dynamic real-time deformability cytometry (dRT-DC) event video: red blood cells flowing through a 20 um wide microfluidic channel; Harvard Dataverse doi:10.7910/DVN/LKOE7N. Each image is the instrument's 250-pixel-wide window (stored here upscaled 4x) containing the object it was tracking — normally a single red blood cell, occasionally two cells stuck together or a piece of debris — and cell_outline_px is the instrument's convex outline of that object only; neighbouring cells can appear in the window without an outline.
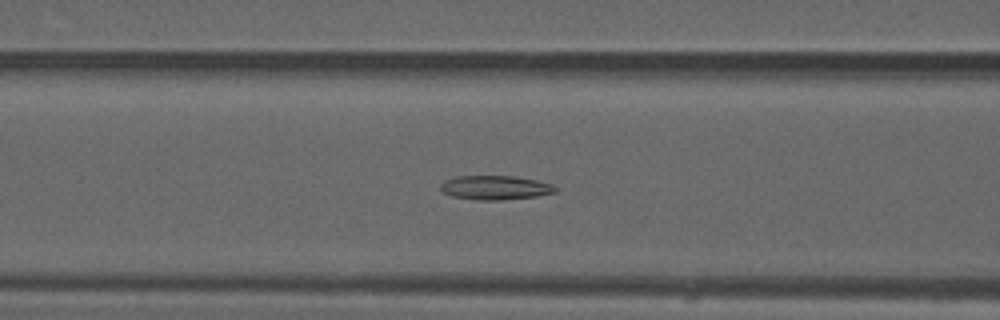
{"species": "common noctule bat (a hibernating species)", "species_latin": "Nyctalus noctula", "temperature_condition": "warm", "stored_images_in_passage": 36, "camera_frame_rate_fps": 3000, "um_per_image_px": 0.085, "animal": {"sex": "male", "forearm_length_mm": 52.5}, "frame": {"image": 1, "passage_image": 6, "time_ms": 1.667, "image_size_px": [1000, 320], "cell_outline_px": [[560, 188], [556, 192], [536, 196], [500, 200], [476, 200], [452, 196], [444, 192], [440, 188], [440, 184], [444, 180], [456, 176], [512, 176], [536, 180], [552, 184]], "centroid_in_image_um": [42.1, 15.94], "position_along_channel_um": 124.5, "area_um2": 16.18}}
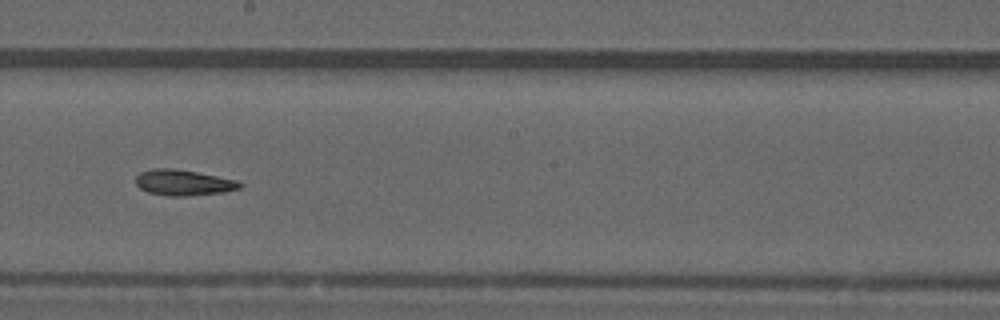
{"frame": {"image": 2, "passage_image": 14, "time_ms": 4.333, "image_size_px": [1000, 320], "cell_outline_px": [[244, 184], [240, 188], [224, 192], [184, 196], [172, 196], [148, 192], [140, 188], [136, 184], [136, 176], [140, 172], [152, 168], [172, 168], [196, 172], [240, 180]], "centroid_in_image_um": [15.62, 15.51], "position_along_channel_um": 232.6, "area_um2": 15.66}}
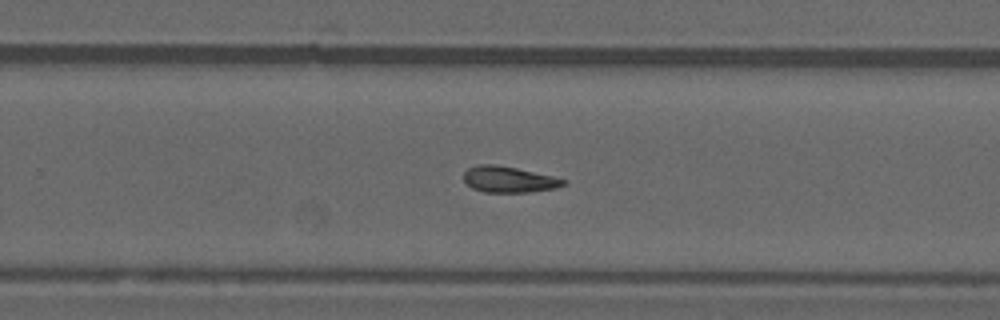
{"frame": {"image": 3, "passage_image": 18, "time_ms": 5.667, "image_size_px": [1000, 320], "cell_outline_px": [[568, 184], [556, 188], [528, 192], [484, 192], [472, 188], [464, 180], [464, 172], [468, 168], [476, 164], [496, 164], [516, 168], [552, 176], [568, 180]], "centroid_in_image_um": [43.26, 15.25], "position_along_channel_um": 286.5, "area_um2": 15.2}}